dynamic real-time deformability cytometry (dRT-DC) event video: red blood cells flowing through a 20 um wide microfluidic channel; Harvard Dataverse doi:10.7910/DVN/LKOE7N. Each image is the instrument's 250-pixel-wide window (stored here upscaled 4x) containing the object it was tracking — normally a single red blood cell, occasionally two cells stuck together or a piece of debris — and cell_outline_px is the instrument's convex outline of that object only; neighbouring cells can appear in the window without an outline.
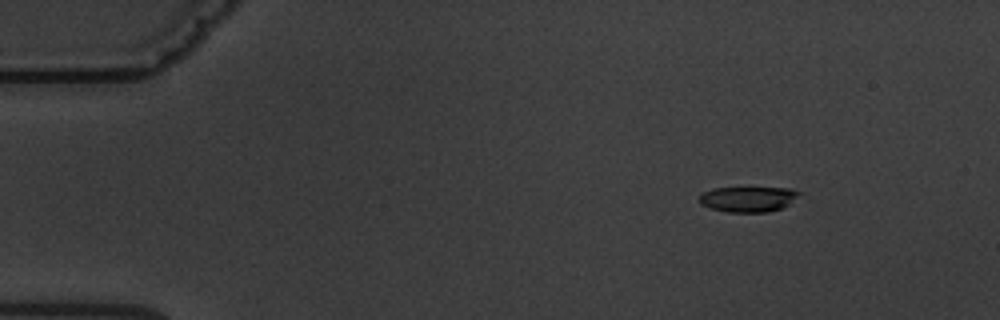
{"species": "common noctule bat (a hibernating species)", "species_latin": "Nyctalus noctula", "temperature_condition": "warm", "stored_images_in_passage": 6, "camera_frame_rate_fps": 3000, "um_per_image_px": 0.085, "animal": {"sex": "male", "body_mass_g": 19.5, "forearm_length_mm": 54.6}, "frame": {"image": 1, "passage_image": 3, "time_ms": 2.333, "image_size_px": [1000, 320], "cell_outline_px": [[804, 192], [788, 204], [780, 208], [768, 212], [728, 212], [712, 208], [700, 204], [700, 196], [704, 192], [712, 188], [792, 188]], "centroid_in_image_um": [63.63, 16.91], "position_along_channel_um": 21.4, "area_um2": 14.68}}
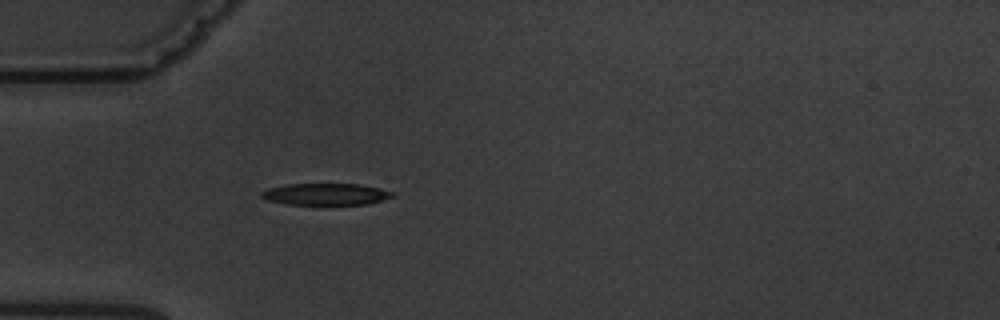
{"frame": {"image": 2, "passage_image": 6, "time_ms": 5.667, "image_size_px": [1000, 320], "cell_outline_px": [[396, 196], [368, 204], [284, 204], [268, 200], [260, 196], [260, 192], [268, 188], [284, 184], [360, 184], [380, 188], [396, 192]], "centroid_in_image_um": [27.71, 16.5], "position_along_channel_um": 57.3, "area_um2": 16.7}}